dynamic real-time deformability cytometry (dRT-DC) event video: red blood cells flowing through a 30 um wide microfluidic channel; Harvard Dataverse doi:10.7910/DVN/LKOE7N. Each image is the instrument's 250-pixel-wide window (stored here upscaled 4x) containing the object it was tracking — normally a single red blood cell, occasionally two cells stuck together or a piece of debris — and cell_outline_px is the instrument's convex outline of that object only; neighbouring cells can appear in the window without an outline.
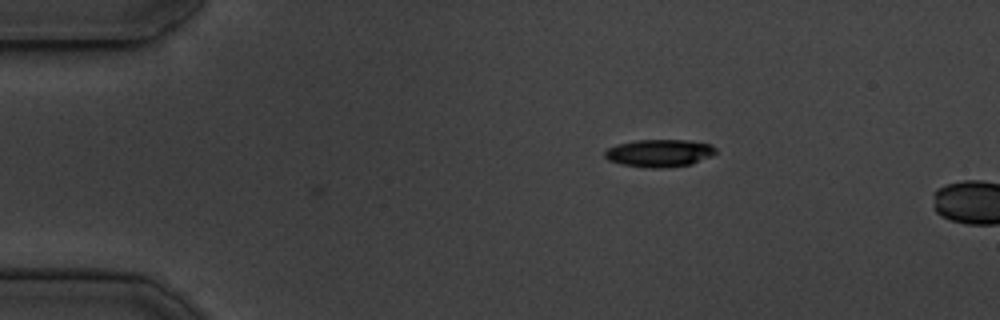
{"species": "common noctule bat (a hibernating species)", "species_latin": "Nyctalus noctula", "temperature_condition": "cold", "stored_images_in_passage": 4, "camera_frame_rate_fps": 3000, "um_per_image_px": 0.085, "animal": {"sex": "male", "body_mass_g": 19.5, "forearm_length_mm": 54.6}, "frame": {"image": 1, "passage_image": 1, "time_ms": 0.0, "image_size_px": [1000, 320], "cell_outline_px": [[716, 152], [712, 156], [692, 164], [664, 168], [648, 168], [620, 164], [608, 160], [604, 156], [604, 152], [608, 148], [616, 144], [636, 140], [688, 140], [712, 144], [716, 148]], "centroid_in_image_um": [56.05, 13.01], "position_along_channel_um": 29.0, "area_um2": 18.03}}